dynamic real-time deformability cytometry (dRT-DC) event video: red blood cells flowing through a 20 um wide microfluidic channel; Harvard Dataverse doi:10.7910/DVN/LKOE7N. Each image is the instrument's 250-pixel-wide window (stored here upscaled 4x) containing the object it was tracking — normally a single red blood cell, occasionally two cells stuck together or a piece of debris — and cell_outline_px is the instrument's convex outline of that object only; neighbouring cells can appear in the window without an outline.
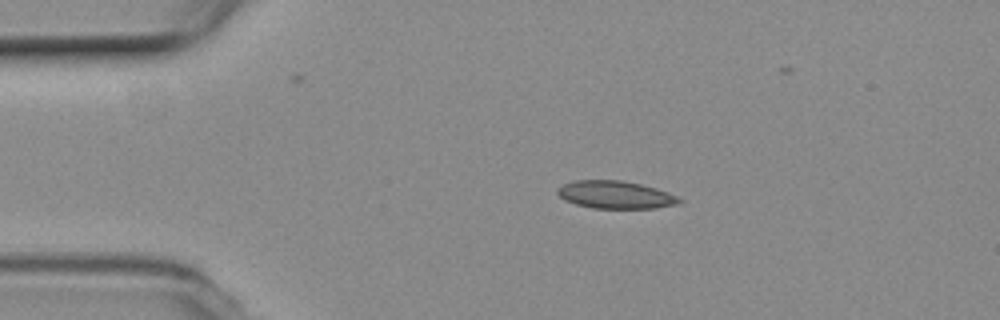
{"species": "common noctule bat (a hibernating species)", "species_latin": "Nyctalus noctula", "temperature_condition": "room temperature", "stored_images_in_passage": 48, "camera_frame_rate_fps": 3000, "um_per_image_px": 0.085, "animal": {"sex": "female", "body_mass_g": 19.3, "forearm_length_mm": 54.1}, "frame": {"image": 1, "passage_image": 3, "time_ms": 0.667, "image_size_px": [1000, 320], "cell_outline_px": [[684, 200], [680, 204], [656, 208], [592, 208], [576, 204], [564, 200], [556, 192], [556, 188], [564, 184], [576, 180], [624, 180], [656, 188], [668, 192]], "centroid_in_image_um": [52.33, 16.55], "position_along_channel_um": 32.7, "area_um2": 19.77}}
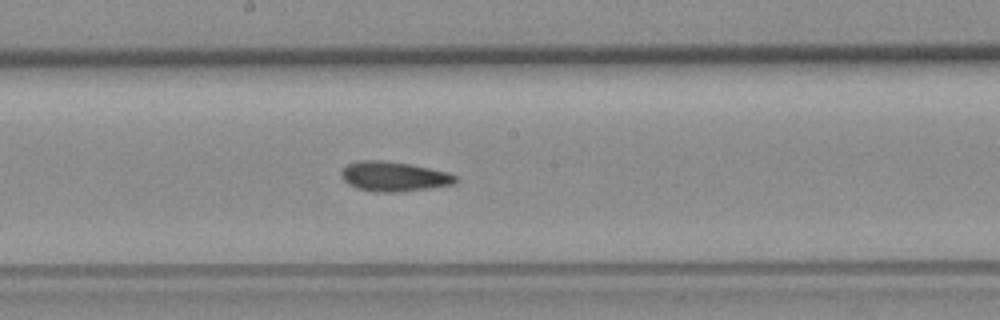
{"frame": {"image": 2, "passage_image": 21, "time_ms": 6.667, "image_size_px": [1000, 320], "cell_outline_px": [[456, 184], [400, 192], [376, 192], [356, 188], [348, 184], [340, 176], [340, 172], [348, 164], [360, 160], [380, 160], [408, 164], [448, 172], [456, 176]], "centroid_in_image_um": [33.45, 15.01], "position_along_channel_um": 214.7, "area_um2": 19.71}}
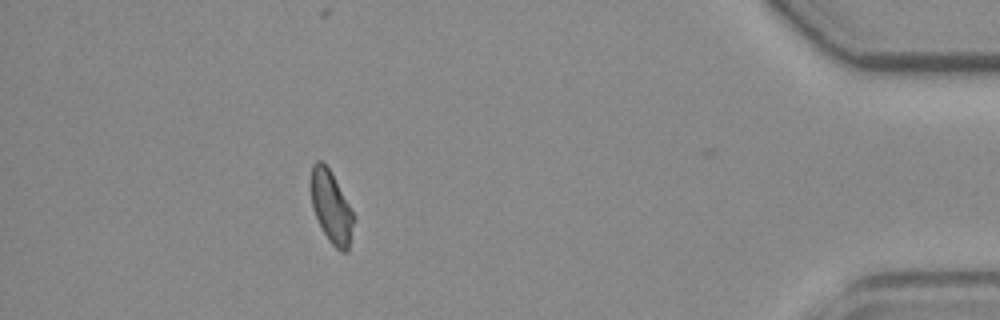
{"frame": {"image": 3, "passage_image": 41, "time_ms": 13.333, "image_size_px": [1000, 320], "cell_outline_px": [[352, 224], [348, 252], [340, 252], [328, 240], [312, 208], [312, 164], [316, 160], [320, 160], [328, 168], [348, 204], [352, 212]], "centroid_in_image_um": [28.13, 17.63], "position_along_channel_um": 407.1, "area_um2": 16.99}, "authors_computed_cell_mechanics": {"area_um2": 19.2474, "velocity_mm_per_s": 3.7363, "shape_relaxation_time_tau1_ms": null, "shape_relaxation_time_tau2_ms": 5.4273, "deformation_change_tau1": null, "deformation_change_tau2": 0.0974}}